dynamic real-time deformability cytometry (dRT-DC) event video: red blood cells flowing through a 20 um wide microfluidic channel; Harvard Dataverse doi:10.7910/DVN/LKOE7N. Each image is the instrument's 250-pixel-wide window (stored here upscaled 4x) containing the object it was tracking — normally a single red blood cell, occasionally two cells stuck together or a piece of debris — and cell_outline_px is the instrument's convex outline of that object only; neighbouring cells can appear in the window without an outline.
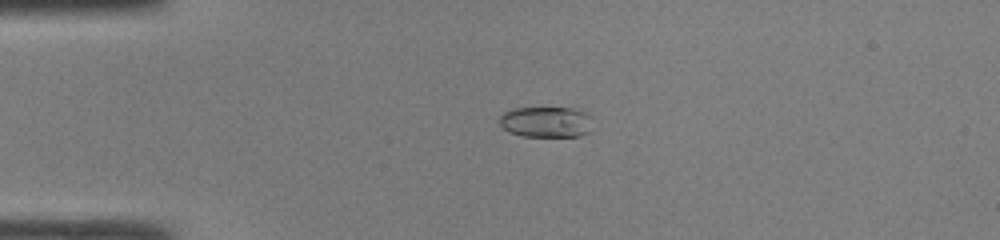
{"species": "common noctule bat (a hibernating species)", "species_latin": "Nyctalus noctula", "temperature_condition": "room temperature", "stored_images_in_passage": 37, "camera_frame_rate_fps": 3000, "um_per_image_px": 0.085, "animal": {"sex": "male", "body_mass_g": 19.0, "forearm_length_mm": 50.8}, "frame": {"image": 1, "passage_image": 1, "time_ms": 0.0, "image_size_px": [1000, 240], "cell_outline_px": [[592, 116], [588, 132], [580, 136], [524, 136], [508, 132], [500, 124], [500, 116], [504, 112], [512, 108], [572, 108], [584, 112]], "centroid_in_image_um": [46.4, 10.36], "position_along_channel_um": 38.6, "area_um2": 16.65}}
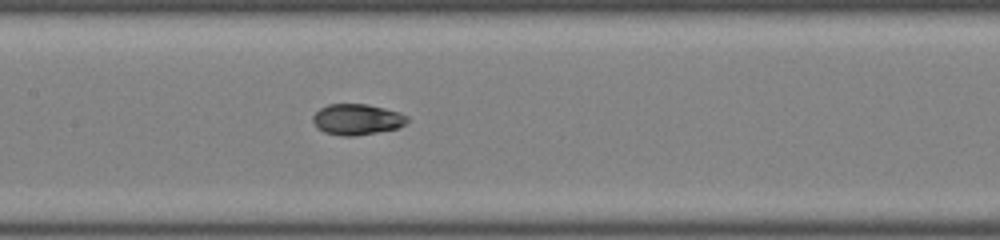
{"frame": {"image": 2, "passage_image": 13, "time_ms": 4.0, "image_size_px": [1000, 240], "cell_outline_px": [[408, 120], [400, 128], [356, 136], [340, 136], [324, 132], [316, 128], [312, 120], [312, 116], [320, 108], [328, 104], [368, 104], [400, 112], [408, 116]], "centroid_in_image_um": [30.34, 10.15], "position_along_channel_um": 177.1, "area_um2": 17.22}}
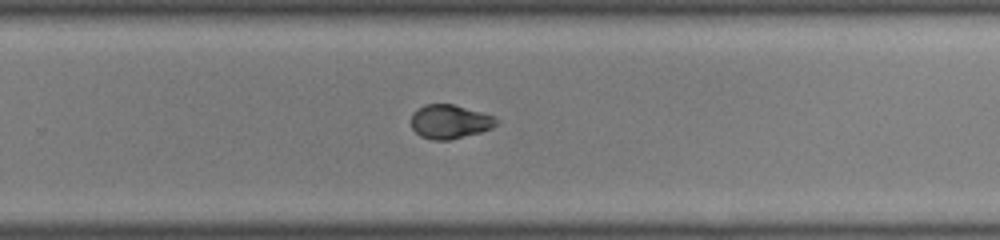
{"frame": {"image": 3, "passage_image": 21, "time_ms": 6.667, "image_size_px": [1000, 240], "cell_outline_px": [[500, 120], [492, 128], [480, 132], [448, 140], [432, 140], [420, 136], [412, 128], [412, 112], [416, 108], [424, 104], [452, 104], [496, 116]], "centroid_in_image_um": [38.23, 10.33], "position_along_channel_um": 291.6, "area_um2": 16.94}, "authors_computed_cell_mechanics": {"area_um2": 16.6464, "velocity_mm_per_s": 4.3039, "shape_relaxation_time_tau1_ms": null, "shape_relaxation_time_tau2_ms": 1.9712, "deformation_change_tau1": null, "deformation_change_tau2": 0.0633}}